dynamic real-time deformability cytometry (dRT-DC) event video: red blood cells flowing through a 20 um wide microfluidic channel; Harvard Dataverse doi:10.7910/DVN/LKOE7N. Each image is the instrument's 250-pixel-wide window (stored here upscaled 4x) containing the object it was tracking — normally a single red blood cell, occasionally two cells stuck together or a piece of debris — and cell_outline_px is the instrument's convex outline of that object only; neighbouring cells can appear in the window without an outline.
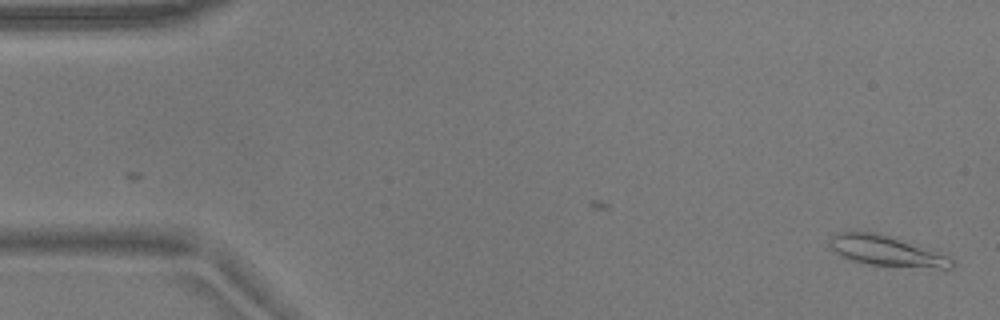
{"species": "common noctule bat (a hibernating species)", "species_latin": "Nyctalus noctula", "temperature_condition": "warm", "stored_images_in_passage": 45, "camera_frame_rate_fps": 3000, "um_per_image_px": 0.085, "animal": {"sex": "male", "body_mass_g": 17.9}, "frame": {"image": 1, "passage_image": 1, "time_ms": 0.0, "image_size_px": [1000, 320], "cell_outline_px": [[956, 264], [952, 268], [940, 268], [868, 264], [852, 260], [840, 256], [828, 248], [828, 244], [832, 236], [836, 232], [872, 232], [888, 236], [932, 248], [956, 260]], "centroid_in_image_um": [75.38, 21.33], "position_along_channel_um": 9.6, "area_um2": 21.73}}
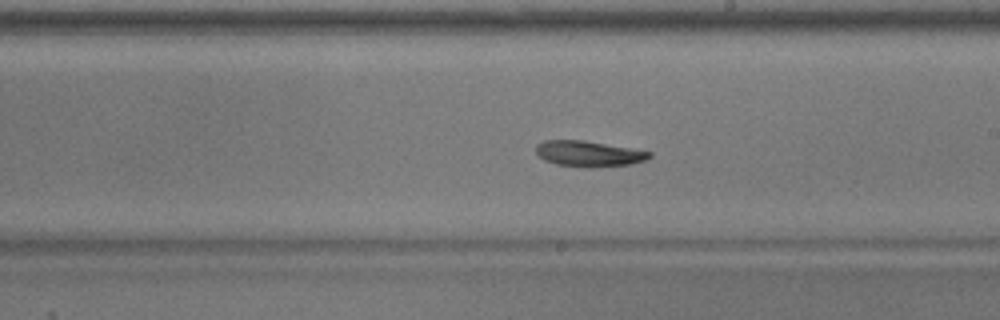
{"frame": {"image": 2, "passage_image": 30, "time_ms": 9.667, "image_size_px": [1000, 320], "cell_outline_px": [[652, 156], [648, 160], [632, 164], [588, 168], [556, 164], [544, 160], [536, 156], [536, 144], [544, 140], [584, 140], [652, 152]], "centroid_in_image_um": [50.03, 13.07], "position_along_channel_um": 239.0, "area_um2": 17.22}}
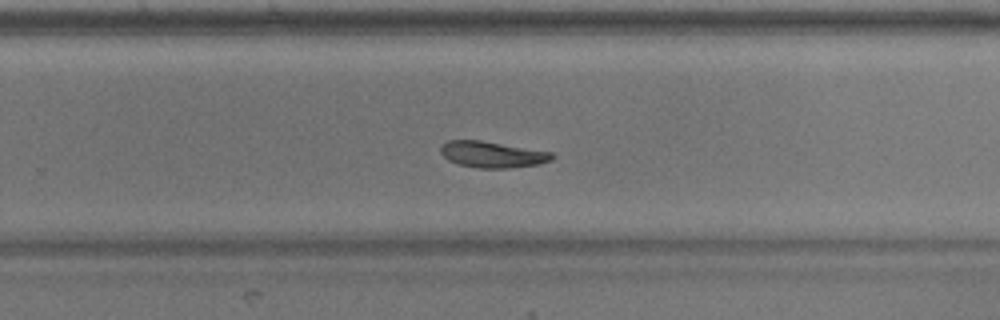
{"frame": {"image": 3, "passage_image": 34, "time_ms": 11.0, "image_size_px": [1000, 320], "cell_outline_px": [[556, 156], [552, 160], [540, 164], [508, 168], [476, 168], [460, 164], [448, 160], [440, 152], [440, 148], [448, 140], [480, 140], [552, 152]], "centroid_in_image_um": [41.87, 13.13], "position_along_channel_um": 287.9, "area_um2": 16.99}, "authors_computed_cell_mechanics": {"area_um2": 17.1088, "velocity_mm_per_s": 3.6855, "shape_relaxation_time_tau1_ms": 3.65, "shape_relaxation_time_tau2_ms": null, "deformation_change_tau1": 0.1397, "deformation_change_tau2": null}}